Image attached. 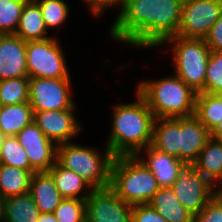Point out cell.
Listing matches in <instances>:
<instances>
[{
  "mask_svg": "<svg viewBox=\"0 0 222 222\" xmlns=\"http://www.w3.org/2000/svg\"><path fill=\"white\" fill-rule=\"evenodd\" d=\"M62 198L86 200L93 189L75 172L56 162L48 171Z\"/></svg>",
  "mask_w": 222,
  "mask_h": 222,
  "instance_id": "cell-18",
  "label": "cell"
},
{
  "mask_svg": "<svg viewBox=\"0 0 222 222\" xmlns=\"http://www.w3.org/2000/svg\"><path fill=\"white\" fill-rule=\"evenodd\" d=\"M194 115L211 132L222 122V101L213 94L198 92L195 98Z\"/></svg>",
  "mask_w": 222,
  "mask_h": 222,
  "instance_id": "cell-25",
  "label": "cell"
},
{
  "mask_svg": "<svg viewBox=\"0 0 222 222\" xmlns=\"http://www.w3.org/2000/svg\"><path fill=\"white\" fill-rule=\"evenodd\" d=\"M148 205L167 222H193V215L180 204L171 187L159 188Z\"/></svg>",
  "mask_w": 222,
  "mask_h": 222,
  "instance_id": "cell-21",
  "label": "cell"
},
{
  "mask_svg": "<svg viewBox=\"0 0 222 222\" xmlns=\"http://www.w3.org/2000/svg\"><path fill=\"white\" fill-rule=\"evenodd\" d=\"M137 156L152 171L160 188L171 187L186 166L176 157L161 152L151 145L141 150Z\"/></svg>",
  "mask_w": 222,
  "mask_h": 222,
  "instance_id": "cell-16",
  "label": "cell"
},
{
  "mask_svg": "<svg viewBox=\"0 0 222 222\" xmlns=\"http://www.w3.org/2000/svg\"><path fill=\"white\" fill-rule=\"evenodd\" d=\"M28 76L26 42L15 34H0V80Z\"/></svg>",
  "mask_w": 222,
  "mask_h": 222,
  "instance_id": "cell-15",
  "label": "cell"
},
{
  "mask_svg": "<svg viewBox=\"0 0 222 222\" xmlns=\"http://www.w3.org/2000/svg\"><path fill=\"white\" fill-rule=\"evenodd\" d=\"M131 208L110 186L95 188L86 199V222H128Z\"/></svg>",
  "mask_w": 222,
  "mask_h": 222,
  "instance_id": "cell-12",
  "label": "cell"
},
{
  "mask_svg": "<svg viewBox=\"0 0 222 222\" xmlns=\"http://www.w3.org/2000/svg\"><path fill=\"white\" fill-rule=\"evenodd\" d=\"M135 98L134 102L116 103L112 107V123L106 146L114 156L137 155L152 143L156 118L137 91Z\"/></svg>",
  "mask_w": 222,
  "mask_h": 222,
  "instance_id": "cell-2",
  "label": "cell"
},
{
  "mask_svg": "<svg viewBox=\"0 0 222 222\" xmlns=\"http://www.w3.org/2000/svg\"><path fill=\"white\" fill-rule=\"evenodd\" d=\"M53 214L58 222H86V200L63 198Z\"/></svg>",
  "mask_w": 222,
  "mask_h": 222,
  "instance_id": "cell-30",
  "label": "cell"
},
{
  "mask_svg": "<svg viewBox=\"0 0 222 222\" xmlns=\"http://www.w3.org/2000/svg\"><path fill=\"white\" fill-rule=\"evenodd\" d=\"M29 0H0V34H15Z\"/></svg>",
  "mask_w": 222,
  "mask_h": 222,
  "instance_id": "cell-29",
  "label": "cell"
},
{
  "mask_svg": "<svg viewBox=\"0 0 222 222\" xmlns=\"http://www.w3.org/2000/svg\"><path fill=\"white\" fill-rule=\"evenodd\" d=\"M110 187L127 204H148L159 190L152 171L137 155L115 156Z\"/></svg>",
  "mask_w": 222,
  "mask_h": 222,
  "instance_id": "cell-5",
  "label": "cell"
},
{
  "mask_svg": "<svg viewBox=\"0 0 222 222\" xmlns=\"http://www.w3.org/2000/svg\"><path fill=\"white\" fill-rule=\"evenodd\" d=\"M4 209H5V198L0 196V222L4 219Z\"/></svg>",
  "mask_w": 222,
  "mask_h": 222,
  "instance_id": "cell-38",
  "label": "cell"
},
{
  "mask_svg": "<svg viewBox=\"0 0 222 222\" xmlns=\"http://www.w3.org/2000/svg\"><path fill=\"white\" fill-rule=\"evenodd\" d=\"M40 7L44 24L49 31L65 24L68 19L70 7L64 0H34ZM51 29V30H50Z\"/></svg>",
  "mask_w": 222,
  "mask_h": 222,
  "instance_id": "cell-27",
  "label": "cell"
},
{
  "mask_svg": "<svg viewBox=\"0 0 222 222\" xmlns=\"http://www.w3.org/2000/svg\"><path fill=\"white\" fill-rule=\"evenodd\" d=\"M74 110L76 111V109L33 111V122L57 146L73 142L81 130L84 131Z\"/></svg>",
  "mask_w": 222,
  "mask_h": 222,
  "instance_id": "cell-13",
  "label": "cell"
},
{
  "mask_svg": "<svg viewBox=\"0 0 222 222\" xmlns=\"http://www.w3.org/2000/svg\"><path fill=\"white\" fill-rule=\"evenodd\" d=\"M39 214L29 192L5 198L3 222H37Z\"/></svg>",
  "mask_w": 222,
  "mask_h": 222,
  "instance_id": "cell-23",
  "label": "cell"
},
{
  "mask_svg": "<svg viewBox=\"0 0 222 222\" xmlns=\"http://www.w3.org/2000/svg\"><path fill=\"white\" fill-rule=\"evenodd\" d=\"M37 222H58L53 213H40Z\"/></svg>",
  "mask_w": 222,
  "mask_h": 222,
  "instance_id": "cell-37",
  "label": "cell"
},
{
  "mask_svg": "<svg viewBox=\"0 0 222 222\" xmlns=\"http://www.w3.org/2000/svg\"><path fill=\"white\" fill-rule=\"evenodd\" d=\"M210 138V131L195 115L156 118L151 146L176 157L187 166L196 162Z\"/></svg>",
  "mask_w": 222,
  "mask_h": 222,
  "instance_id": "cell-3",
  "label": "cell"
},
{
  "mask_svg": "<svg viewBox=\"0 0 222 222\" xmlns=\"http://www.w3.org/2000/svg\"><path fill=\"white\" fill-rule=\"evenodd\" d=\"M219 101H222V91L221 92H218V93H215L213 94Z\"/></svg>",
  "mask_w": 222,
  "mask_h": 222,
  "instance_id": "cell-41",
  "label": "cell"
},
{
  "mask_svg": "<svg viewBox=\"0 0 222 222\" xmlns=\"http://www.w3.org/2000/svg\"><path fill=\"white\" fill-rule=\"evenodd\" d=\"M28 100V76L0 80V106L20 104Z\"/></svg>",
  "mask_w": 222,
  "mask_h": 222,
  "instance_id": "cell-26",
  "label": "cell"
},
{
  "mask_svg": "<svg viewBox=\"0 0 222 222\" xmlns=\"http://www.w3.org/2000/svg\"><path fill=\"white\" fill-rule=\"evenodd\" d=\"M222 13V0H183L178 36L203 38Z\"/></svg>",
  "mask_w": 222,
  "mask_h": 222,
  "instance_id": "cell-10",
  "label": "cell"
},
{
  "mask_svg": "<svg viewBox=\"0 0 222 222\" xmlns=\"http://www.w3.org/2000/svg\"><path fill=\"white\" fill-rule=\"evenodd\" d=\"M6 137L7 135L0 129V152Z\"/></svg>",
  "mask_w": 222,
  "mask_h": 222,
  "instance_id": "cell-39",
  "label": "cell"
},
{
  "mask_svg": "<svg viewBox=\"0 0 222 222\" xmlns=\"http://www.w3.org/2000/svg\"><path fill=\"white\" fill-rule=\"evenodd\" d=\"M214 187L222 182V142L210 138L192 165Z\"/></svg>",
  "mask_w": 222,
  "mask_h": 222,
  "instance_id": "cell-20",
  "label": "cell"
},
{
  "mask_svg": "<svg viewBox=\"0 0 222 222\" xmlns=\"http://www.w3.org/2000/svg\"><path fill=\"white\" fill-rule=\"evenodd\" d=\"M215 194L219 197L222 201V188H215Z\"/></svg>",
  "mask_w": 222,
  "mask_h": 222,
  "instance_id": "cell-40",
  "label": "cell"
},
{
  "mask_svg": "<svg viewBox=\"0 0 222 222\" xmlns=\"http://www.w3.org/2000/svg\"><path fill=\"white\" fill-rule=\"evenodd\" d=\"M183 0H125L109 29L115 42L139 49L158 48L177 36Z\"/></svg>",
  "mask_w": 222,
  "mask_h": 222,
  "instance_id": "cell-1",
  "label": "cell"
},
{
  "mask_svg": "<svg viewBox=\"0 0 222 222\" xmlns=\"http://www.w3.org/2000/svg\"><path fill=\"white\" fill-rule=\"evenodd\" d=\"M210 137L222 142V122L214 127L210 132Z\"/></svg>",
  "mask_w": 222,
  "mask_h": 222,
  "instance_id": "cell-36",
  "label": "cell"
},
{
  "mask_svg": "<svg viewBox=\"0 0 222 222\" xmlns=\"http://www.w3.org/2000/svg\"><path fill=\"white\" fill-rule=\"evenodd\" d=\"M102 153L93 146L67 142L57 146V162L81 176L93 189L110 186L114 155L105 146Z\"/></svg>",
  "mask_w": 222,
  "mask_h": 222,
  "instance_id": "cell-6",
  "label": "cell"
},
{
  "mask_svg": "<svg viewBox=\"0 0 222 222\" xmlns=\"http://www.w3.org/2000/svg\"><path fill=\"white\" fill-rule=\"evenodd\" d=\"M26 42L29 78H71L59 37Z\"/></svg>",
  "mask_w": 222,
  "mask_h": 222,
  "instance_id": "cell-8",
  "label": "cell"
},
{
  "mask_svg": "<svg viewBox=\"0 0 222 222\" xmlns=\"http://www.w3.org/2000/svg\"><path fill=\"white\" fill-rule=\"evenodd\" d=\"M16 137L25 148L30 171L48 172L57 162V145L50 141L42 130L32 121Z\"/></svg>",
  "mask_w": 222,
  "mask_h": 222,
  "instance_id": "cell-14",
  "label": "cell"
},
{
  "mask_svg": "<svg viewBox=\"0 0 222 222\" xmlns=\"http://www.w3.org/2000/svg\"><path fill=\"white\" fill-rule=\"evenodd\" d=\"M137 91L147 102L155 118H181L194 115L197 92L175 73L137 82Z\"/></svg>",
  "mask_w": 222,
  "mask_h": 222,
  "instance_id": "cell-4",
  "label": "cell"
},
{
  "mask_svg": "<svg viewBox=\"0 0 222 222\" xmlns=\"http://www.w3.org/2000/svg\"><path fill=\"white\" fill-rule=\"evenodd\" d=\"M193 222H222V201L216 194L193 216Z\"/></svg>",
  "mask_w": 222,
  "mask_h": 222,
  "instance_id": "cell-32",
  "label": "cell"
},
{
  "mask_svg": "<svg viewBox=\"0 0 222 222\" xmlns=\"http://www.w3.org/2000/svg\"><path fill=\"white\" fill-rule=\"evenodd\" d=\"M71 78H29V100L33 111L76 109Z\"/></svg>",
  "mask_w": 222,
  "mask_h": 222,
  "instance_id": "cell-9",
  "label": "cell"
},
{
  "mask_svg": "<svg viewBox=\"0 0 222 222\" xmlns=\"http://www.w3.org/2000/svg\"><path fill=\"white\" fill-rule=\"evenodd\" d=\"M33 121V110L29 102L0 106V129L7 136H16Z\"/></svg>",
  "mask_w": 222,
  "mask_h": 222,
  "instance_id": "cell-22",
  "label": "cell"
},
{
  "mask_svg": "<svg viewBox=\"0 0 222 222\" xmlns=\"http://www.w3.org/2000/svg\"><path fill=\"white\" fill-rule=\"evenodd\" d=\"M215 188H222V182L218 184Z\"/></svg>",
  "mask_w": 222,
  "mask_h": 222,
  "instance_id": "cell-42",
  "label": "cell"
},
{
  "mask_svg": "<svg viewBox=\"0 0 222 222\" xmlns=\"http://www.w3.org/2000/svg\"><path fill=\"white\" fill-rule=\"evenodd\" d=\"M0 164L30 171L25 148L16 136H7L0 152Z\"/></svg>",
  "mask_w": 222,
  "mask_h": 222,
  "instance_id": "cell-28",
  "label": "cell"
},
{
  "mask_svg": "<svg viewBox=\"0 0 222 222\" xmlns=\"http://www.w3.org/2000/svg\"><path fill=\"white\" fill-rule=\"evenodd\" d=\"M29 193L40 213H53L63 199L48 172H34Z\"/></svg>",
  "mask_w": 222,
  "mask_h": 222,
  "instance_id": "cell-17",
  "label": "cell"
},
{
  "mask_svg": "<svg viewBox=\"0 0 222 222\" xmlns=\"http://www.w3.org/2000/svg\"><path fill=\"white\" fill-rule=\"evenodd\" d=\"M222 91V52L212 51L207 62L204 92L215 94Z\"/></svg>",
  "mask_w": 222,
  "mask_h": 222,
  "instance_id": "cell-31",
  "label": "cell"
},
{
  "mask_svg": "<svg viewBox=\"0 0 222 222\" xmlns=\"http://www.w3.org/2000/svg\"><path fill=\"white\" fill-rule=\"evenodd\" d=\"M84 1L86 6H88V10L91 11L90 15H94L99 18L104 14L107 9L119 8L121 9L125 0H81ZM114 6V7H113ZM90 8V9H89Z\"/></svg>",
  "mask_w": 222,
  "mask_h": 222,
  "instance_id": "cell-34",
  "label": "cell"
},
{
  "mask_svg": "<svg viewBox=\"0 0 222 222\" xmlns=\"http://www.w3.org/2000/svg\"><path fill=\"white\" fill-rule=\"evenodd\" d=\"M131 219L133 222H167L148 204L132 205Z\"/></svg>",
  "mask_w": 222,
  "mask_h": 222,
  "instance_id": "cell-33",
  "label": "cell"
},
{
  "mask_svg": "<svg viewBox=\"0 0 222 222\" xmlns=\"http://www.w3.org/2000/svg\"><path fill=\"white\" fill-rule=\"evenodd\" d=\"M33 172L0 164V196L21 195L29 192Z\"/></svg>",
  "mask_w": 222,
  "mask_h": 222,
  "instance_id": "cell-24",
  "label": "cell"
},
{
  "mask_svg": "<svg viewBox=\"0 0 222 222\" xmlns=\"http://www.w3.org/2000/svg\"><path fill=\"white\" fill-rule=\"evenodd\" d=\"M205 41L212 51L222 52V13L205 37Z\"/></svg>",
  "mask_w": 222,
  "mask_h": 222,
  "instance_id": "cell-35",
  "label": "cell"
},
{
  "mask_svg": "<svg viewBox=\"0 0 222 222\" xmlns=\"http://www.w3.org/2000/svg\"><path fill=\"white\" fill-rule=\"evenodd\" d=\"M15 35L25 42L46 40L53 37L48 35L40 7L34 0H29L25 4Z\"/></svg>",
  "mask_w": 222,
  "mask_h": 222,
  "instance_id": "cell-19",
  "label": "cell"
},
{
  "mask_svg": "<svg viewBox=\"0 0 222 222\" xmlns=\"http://www.w3.org/2000/svg\"><path fill=\"white\" fill-rule=\"evenodd\" d=\"M180 204L193 216L215 195L212 183L192 165H187L171 186Z\"/></svg>",
  "mask_w": 222,
  "mask_h": 222,
  "instance_id": "cell-11",
  "label": "cell"
},
{
  "mask_svg": "<svg viewBox=\"0 0 222 222\" xmlns=\"http://www.w3.org/2000/svg\"><path fill=\"white\" fill-rule=\"evenodd\" d=\"M162 46L170 47L174 73L197 93L204 92L206 67L211 52L205 39L177 35L165 40L158 48Z\"/></svg>",
  "mask_w": 222,
  "mask_h": 222,
  "instance_id": "cell-7",
  "label": "cell"
}]
</instances>
